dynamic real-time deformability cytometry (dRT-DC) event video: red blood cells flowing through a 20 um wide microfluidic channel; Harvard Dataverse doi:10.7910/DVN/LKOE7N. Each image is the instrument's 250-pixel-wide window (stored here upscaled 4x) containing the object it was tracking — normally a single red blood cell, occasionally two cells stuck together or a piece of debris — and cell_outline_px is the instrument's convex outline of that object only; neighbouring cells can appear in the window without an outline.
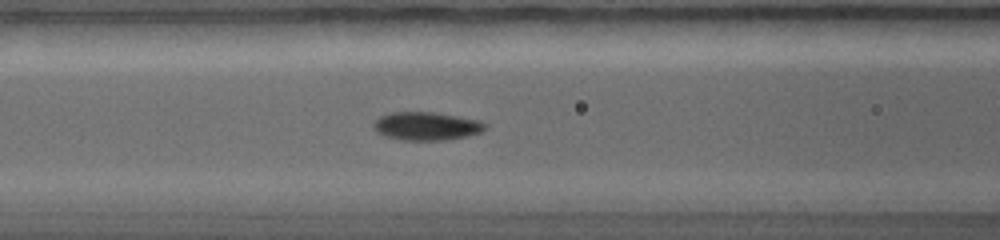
{"species": "common noctule bat (a hibernating species)", "species_latin": "Nyctalus noctula", "temperature_condition": "warm", "stored_images_in_passage": 30, "camera_frame_rate_fps": 5000, "um_per_image_px": 0.085, "animal": {"sex": "female", "body_mass_g": 19.0, "forearm_length_mm": 56.7}, "frame": {"image": 1, "passage_image": 14, "time_ms": 3.8, "image_size_px": [1000, 240], "cell_outline_px": [[488, 128], [480, 132], [468, 136], [444, 140], [404, 140], [384, 136], [372, 128], [372, 124], [380, 116], [392, 112], [432, 112], [480, 120], [488, 124]], "centroid_in_image_um": [36.26, 10.72], "position_along_channel_um": 130.3, "area_um2": 18.44}}
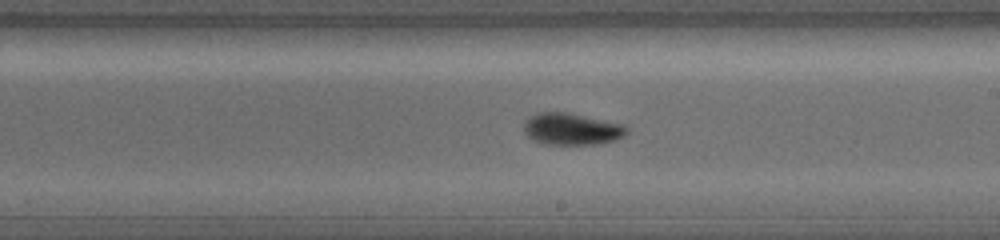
{"frame": {"image": 2, "passage_image": 20, "time_ms": 6.0, "image_size_px": [1000, 240], "cell_outline_px": [[628, 132], [624, 136], [616, 140], [596, 144], [544, 144], [532, 140], [524, 132], [524, 120], [528, 116], [540, 112], [568, 112], [624, 124], [628, 128]], "centroid_in_image_um": [48.58, 10.96], "position_along_channel_um": 240.4, "area_um2": 19.31}}
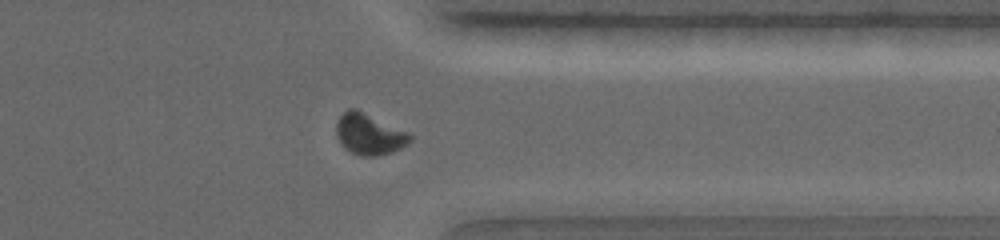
{"frame": {"image": 3, "passage_image": 27, "time_ms": 8.8, "image_size_px": [1000, 240], "cell_outline_px": [[412, 140], [408, 144], [392, 152], [376, 156], [360, 156], [344, 148], [336, 136], [336, 124], [340, 116], [348, 108], [356, 108], [408, 132], [412, 136]], "centroid_in_image_um": [31.38, 11.4], "position_along_channel_um": 380.0, "area_um2": 17.69}}